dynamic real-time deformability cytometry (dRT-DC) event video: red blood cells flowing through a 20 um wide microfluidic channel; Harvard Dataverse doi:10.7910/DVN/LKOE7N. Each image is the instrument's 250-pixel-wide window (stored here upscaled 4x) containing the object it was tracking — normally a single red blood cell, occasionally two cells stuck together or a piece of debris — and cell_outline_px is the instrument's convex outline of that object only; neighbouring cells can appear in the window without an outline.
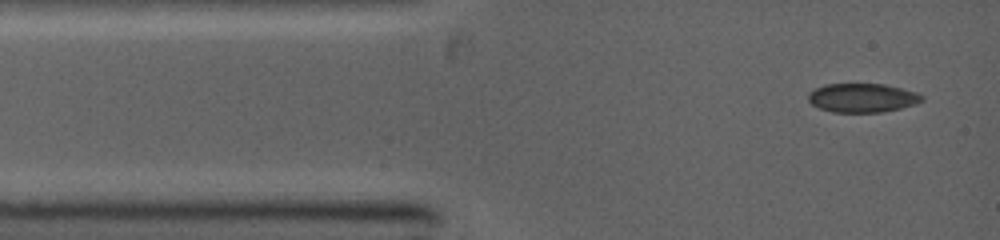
{"species": "common noctule bat (a hibernating species)", "species_latin": "Nyctalus noctula", "temperature_condition": "warm", "stored_images_in_passage": 3, "camera_frame_rate_fps": 5000, "um_per_image_px": 0.085, "animal": {"sex": "female", "body_mass_g": 19.0, "forearm_length_mm": 53.3}, "frame": {"image": 1, "passage_image": 1, "time_ms": 0.0, "image_size_px": [1000, 240], "cell_outline_px": [[924, 100], [900, 108], [880, 112], [832, 112], [820, 108], [812, 104], [808, 100], [808, 92], [824, 84], [884, 84], [916, 92], [924, 96]], "centroid_in_image_um": [73.27, 8.31], "position_along_channel_um": 11.7, "area_um2": 19.02}}
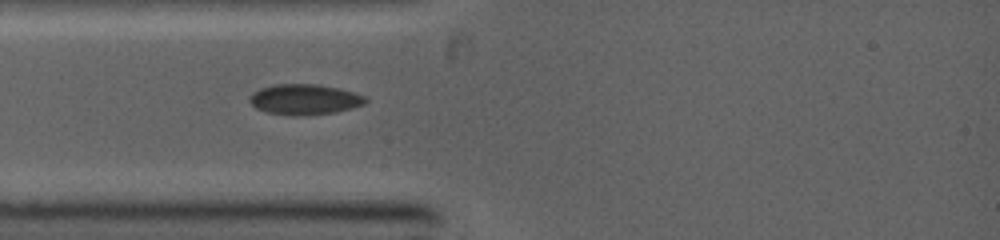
{"frame": {"image": 2, "passage_image": 3, "time_ms": 2.0, "image_size_px": [1000, 240], "cell_outline_px": [[368, 100], [364, 104], [352, 108], [336, 112], [296, 116], [268, 112], [256, 108], [248, 100], [248, 96], [252, 92], [260, 88], [272, 84], [316, 84], [340, 88], [364, 96]], "centroid_in_image_um": [25.86, 8.44], "position_along_channel_um": 59.1, "area_um2": 20.63}}